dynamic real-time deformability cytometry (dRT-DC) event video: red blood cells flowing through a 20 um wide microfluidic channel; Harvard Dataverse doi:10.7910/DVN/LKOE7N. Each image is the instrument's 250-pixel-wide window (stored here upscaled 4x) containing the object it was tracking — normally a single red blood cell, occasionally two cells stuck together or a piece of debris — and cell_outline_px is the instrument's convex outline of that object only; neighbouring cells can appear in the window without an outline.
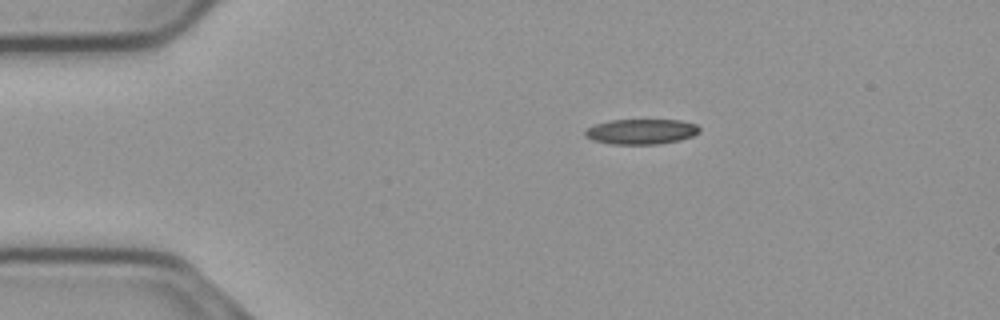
{"species": "common noctule bat (a hibernating species)", "species_latin": "Nyctalus noctula", "temperature_condition": "cold", "stored_images_in_passage": 46, "camera_frame_rate_fps": 3000, "um_per_image_px": 0.085, "animal": {"sex": "male", "body_mass_g": 23.1, "forearm_length_mm": 52.7}, "frame": {"image": 1, "passage_image": 1, "time_ms": 0.0, "image_size_px": [1000, 320], "cell_outline_px": [[700, 132], [692, 136], [680, 140], [656, 144], [608, 144], [592, 140], [584, 136], [584, 132], [588, 128], [596, 124], [608, 120], [680, 120], [696, 124], [700, 128]], "centroid_in_image_um": [54.49, 11.19], "position_along_channel_um": 30.5, "area_um2": 16.88}}
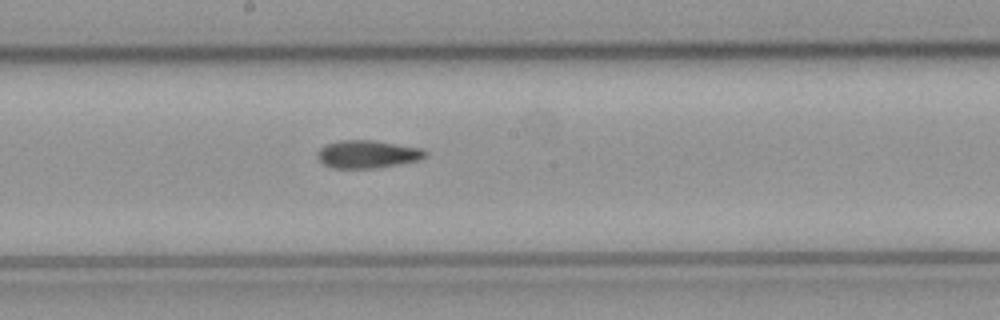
{"frame": {"image": 2, "passage_image": 20, "time_ms": 6.333, "image_size_px": [1000, 320], "cell_outline_px": [[428, 152], [420, 160], [372, 168], [332, 168], [324, 164], [320, 160], [320, 148], [328, 144], [344, 140], [372, 140], [420, 148]], "centroid_in_image_um": [31.26, 13.11], "position_along_channel_um": 216.9, "area_um2": 16.94}}
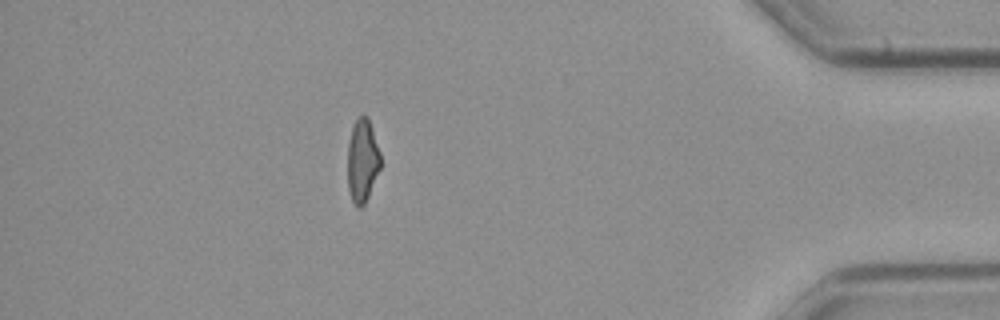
{"frame": {"image": 3, "passage_image": 39, "time_ms": 12.667, "image_size_px": [1000, 320], "cell_outline_px": [[380, 168], [368, 196], [364, 204], [360, 208], [356, 208], [352, 200], [348, 188], [348, 144], [352, 128], [356, 120], [364, 112], [368, 116], [380, 152]], "centroid_in_image_um": [30.8, 13.64], "position_along_channel_um": 404.4, "area_um2": 15.9}, "authors_computed_cell_mechanics": {"area_um2": 16.9354, "velocity_mm_per_s": 3.7417, "shape_relaxation_time_tau1_ms": null, "shape_relaxation_time_tau2_ms": 4.2311, "deformation_change_tau1": null, "deformation_change_tau2": 0.1166}}